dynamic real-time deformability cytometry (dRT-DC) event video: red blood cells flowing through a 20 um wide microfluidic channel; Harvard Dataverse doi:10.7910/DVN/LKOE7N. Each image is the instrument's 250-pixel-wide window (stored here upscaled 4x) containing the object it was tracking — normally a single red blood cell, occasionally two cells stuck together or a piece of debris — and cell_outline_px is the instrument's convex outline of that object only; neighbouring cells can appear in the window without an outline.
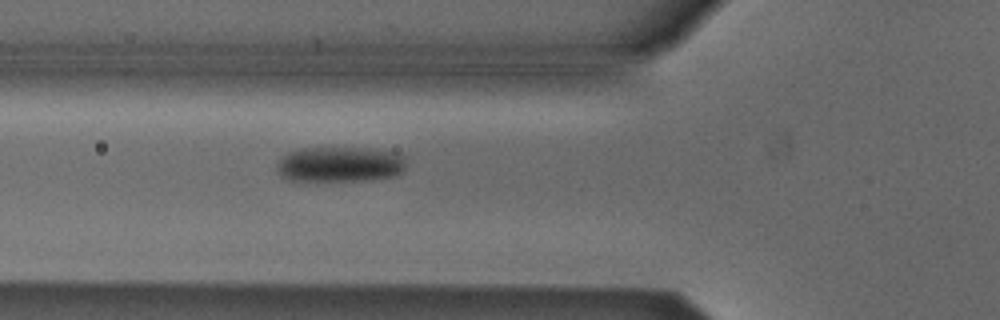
{"species": "Egyptian fruit bat (a non-hibernating species)", "species_latin": "Rousettus aegyptiacus", "temperature_condition": "cold", "stored_images_in_passage": 4, "camera_frame_rate_fps": 3000, "um_per_image_px": 0.085, "animal": {"sex": "male"}, "frame": {"image": 1, "passage_image": 4, "time_ms": 1.0, "image_size_px": [1000, 320], "cell_outline_px": [[408, 156], [404, 172], [396, 176], [372, 180], [288, 180], [276, 168], [276, 164], [280, 156], [288, 152], [300, 148], [372, 148], [396, 152]], "centroid_in_image_um": [28.98, 13.95], "position_along_channel_um": 96.8, "area_um2": 27.11}}